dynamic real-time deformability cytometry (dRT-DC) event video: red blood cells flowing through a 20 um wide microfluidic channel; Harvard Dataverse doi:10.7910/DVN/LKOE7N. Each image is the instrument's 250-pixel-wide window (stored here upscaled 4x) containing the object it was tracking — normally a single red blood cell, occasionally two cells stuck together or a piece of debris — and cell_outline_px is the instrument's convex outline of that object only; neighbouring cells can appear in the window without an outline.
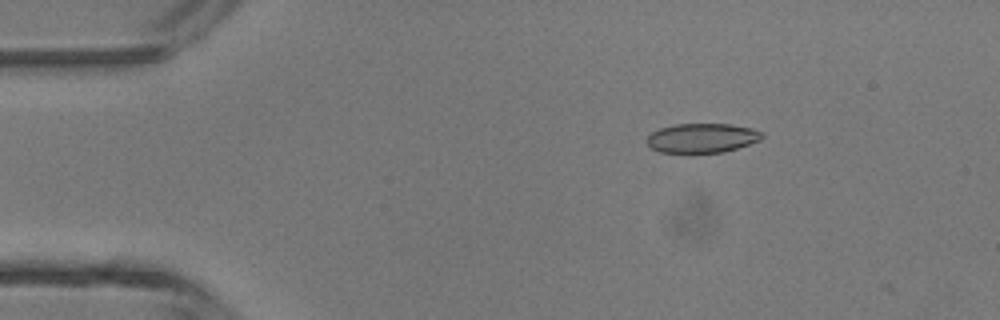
{"species": "common noctule bat (a hibernating species)", "species_latin": "Nyctalus noctula", "temperature_condition": "room temperature", "stored_images_in_passage": 2, "camera_frame_rate_fps": 3000, "um_per_image_px": 0.085, "animal": {"sex": "male", "body_mass_g": 13.3}, "frame": {"image": 1, "passage_image": 1, "time_ms": 0.0, "image_size_px": [1000, 320], "cell_outline_px": [[764, 136], [760, 140], [724, 152], [660, 152], [652, 148], [648, 144], [648, 136], [652, 132], [660, 128], [676, 124], [732, 124], [752, 128], [764, 132]], "centroid_in_image_um": [59.71, 11.72], "position_along_channel_um": 25.3, "area_um2": 19.54}}